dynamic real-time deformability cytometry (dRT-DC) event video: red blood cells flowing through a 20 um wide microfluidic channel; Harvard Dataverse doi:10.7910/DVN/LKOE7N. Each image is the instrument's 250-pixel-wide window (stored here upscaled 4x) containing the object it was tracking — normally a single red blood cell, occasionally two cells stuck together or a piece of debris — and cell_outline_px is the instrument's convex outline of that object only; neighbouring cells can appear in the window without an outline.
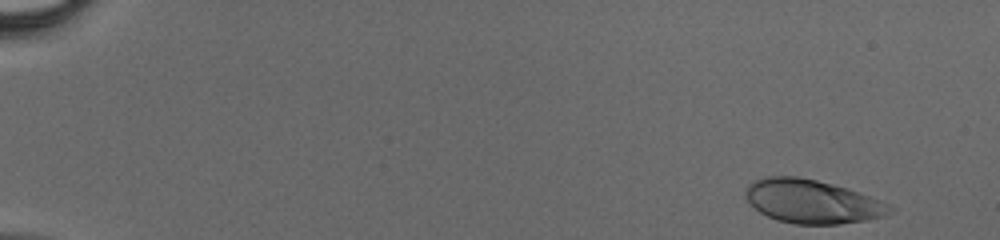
{"species": "human", "species_latin": "Homo sapiens", "temperature_condition": "cold", "stored_images_in_passage": 44, "camera_frame_rate_fps": 3000, "um_per_image_px": 0.085, "donor": {"sex": "male"}, "frame": {"image": 1, "passage_image": 1, "time_ms": 0.0, "image_size_px": [1000, 240], "cell_outline_px": [[896, 208], [892, 212], [884, 216], [864, 220], [840, 224], [796, 224], [776, 220], [760, 212], [744, 196], [748, 184], [752, 180], [768, 176], [796, 176], [816, 180], [832, 184], [868, 196], [888, 204]], "centroid_in_image_um": [69.0, 17.13], "position_along_channel_um": 16.0, "area_um2": 36.36}}
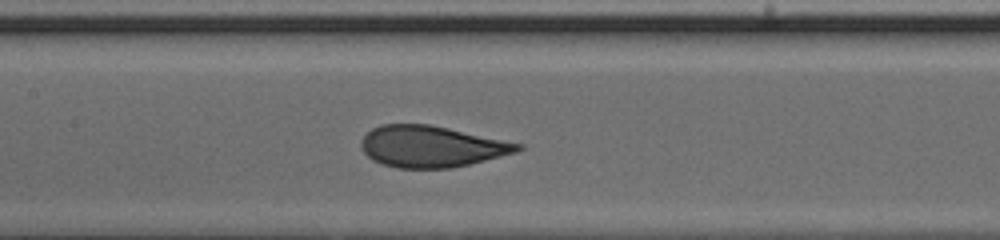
{"frame": {"image": 2, "passage_image": 22, "time_ms": 7.0, "image_size_px": [1000, 240], "cell_outline_px": [[524, 148], [516, 152], [452, 168], [400, 168], [384, 164], [372, 160], [364, 152], [360, 144], [360, 140], [372, 128], [380, 124], [428, 124], [448, 128], [524, 144]], "centroid_in_image_um": [36.66, 12.44], "position_along_channel_um": 170.7, "area_um2": 37.51}}
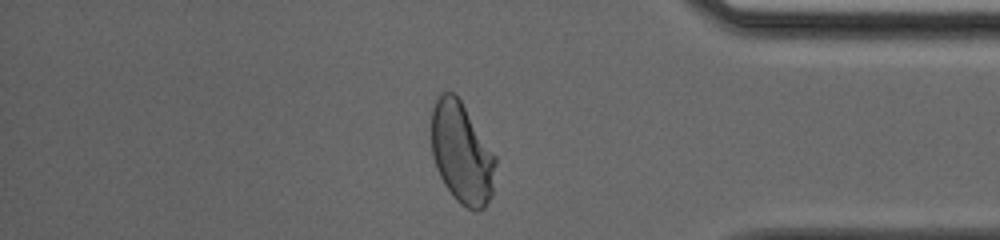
{"frame": {"image": 3, "passage_image": 38, "time_ms": 12.333, "image_size_px": [1000, 240], "cell_outline_px": [[496, 164], [492, 196], [484, 208], [468, 208], [460, 204], [452, 196], [444, 184], [436, 168], [432, 156], [432, 108], [436, 100], [444, 92], [452, 92], [460, 100], [496, 156]], "centroid_in_image_um": [39.25, 13.03], "position_along_channel_um": 396.0, "area_um2": 37.51}}